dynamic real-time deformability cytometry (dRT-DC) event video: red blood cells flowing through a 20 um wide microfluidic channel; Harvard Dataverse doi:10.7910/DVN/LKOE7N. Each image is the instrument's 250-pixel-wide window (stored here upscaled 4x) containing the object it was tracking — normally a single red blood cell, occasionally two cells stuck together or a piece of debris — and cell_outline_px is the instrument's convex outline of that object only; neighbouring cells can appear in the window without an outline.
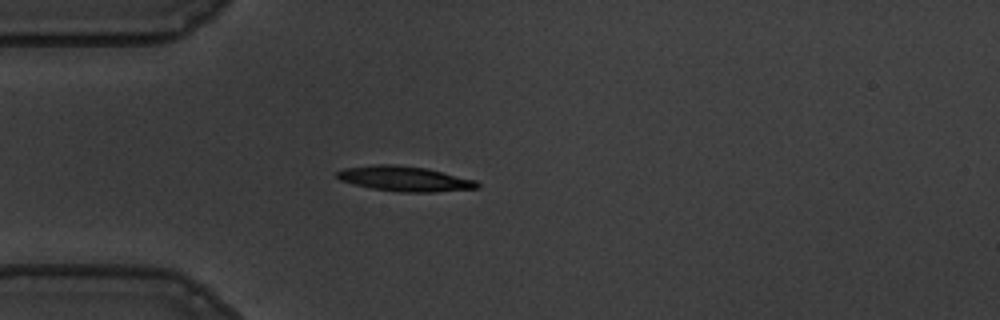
{"species": "common noctule bat (a hibernating species)", "species_latin": "Nyctalus noctula", "temperature_condition": "warm", "stored_images_in_passage": 42, "camera_frame_rate_fps": 3000, "um_per_image_px": 0.085, "animal": {"sex": "male", "body_mass_g": 19.5, "forearm_length_mm": 54.6}, "frame": {"image": 1, "passage_image": 1, "time_ms": 0.0, "image_size_px": [1000, 320], "cell_outline_px": [[480, 188], [436, 192], [400, 192], [372, 188], [340, 180], [336, 176], [336, 172], [344, 168], [376, 164], [392, 164], [428, 168], [476, 180], [480, 184]], "centroid_in_image_um": [34.44, 15.19], "position_along_channel_um": 50.6, "area_um2": 20.52}}
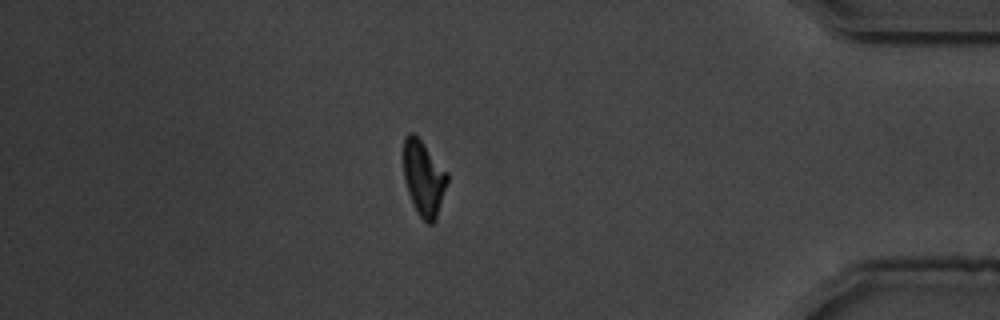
{"frame": {"image": 2, "passage_image": 34, "time_ms": 11.0, "image_size_px": [1000, 320], "cell_outline_px": [[448, 180], [436, 220], [432, 224], [428, 224], [420, 216], [408, 192], [404, 180], [404, 136], [408, 132], [412, 132], [420, 140], [448, 172]], "centroid_in_image_um": [36.02, 15.14], "position_along_channel_um": 399.2, "area_um2": 18.9}}
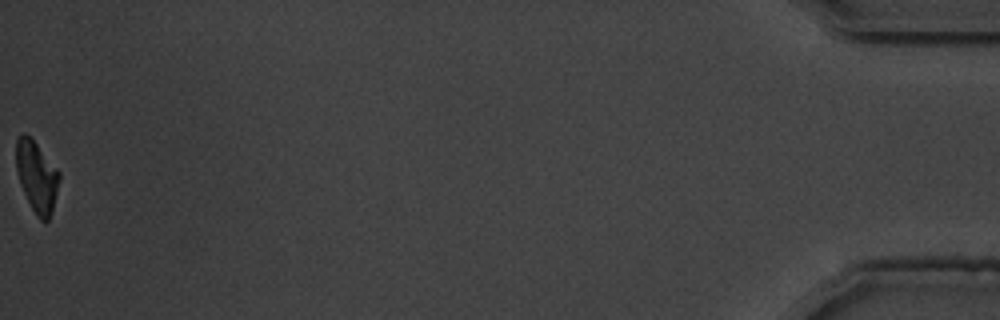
{"frame": {"image": 3, "passage_image": 42, "time_ms": 13.667, "image_size_px": [1000, 320], "cell_outline_px": [[60, 180], [52, 212], [48, 220], [44, 224], [36, 216], [20, 184], [16, 168], [16, 140], [24, 132], [36, 144], [60, 172]], "centroid_in_image_um": [3.13, 15.05], "position_along_channel_um": 432.1, "area_um2": 17.69}, "authors_computed_cell_mechanics": {"area_um2": 19.8543, "velocity_mm_per_s": 3.5975, "shape_relaxation_time_tau1_ms": 3.8253, "shape_relaxation_time_tau2_ms": 9.8311, "deformation_change_tau1": 0.2092, "deformation_change_tau2": 0.1967}}